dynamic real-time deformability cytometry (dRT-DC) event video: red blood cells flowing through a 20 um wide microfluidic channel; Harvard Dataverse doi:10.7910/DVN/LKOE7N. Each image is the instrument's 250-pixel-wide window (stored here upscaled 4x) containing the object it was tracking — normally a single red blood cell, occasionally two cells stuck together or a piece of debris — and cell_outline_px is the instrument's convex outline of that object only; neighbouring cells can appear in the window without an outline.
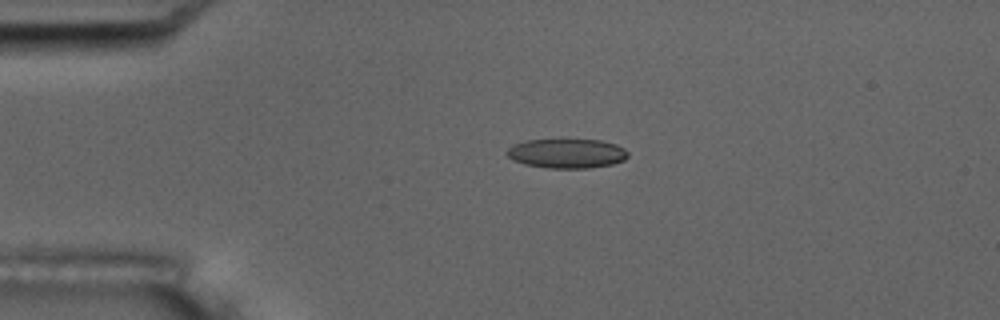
{"species": "common noctule bat (a hibernating species)", "species_latin": "Nyctalus noctula", "temperature_condition": "room temperature", "stored_images_in_passage": 6, "camera_frame_rate_fps": 3000, "um_per_image_px": 0.085, "animal": {"sex": "male", "body_mass_g": 17.5, "forearm_length_mm": 52.3}, "frame": {"image": 1, "passage_image": 4, "time_ms": 3.667, "image_size_px": [1000, 320], "cell_outline_px": [[628, 156], [624, 160], [612, 164], [588, 168], [548, 168], [524, 164], [512, 160], [504, 152], [512, 144], [524, 140], [560, 136], [600, 140], [616, 144], [624, 148], [628, 152]], "centroid_in_image_um": [48.12, 12.98], "position_along_channel_um": 36.9, "area_um2": 21.96}}
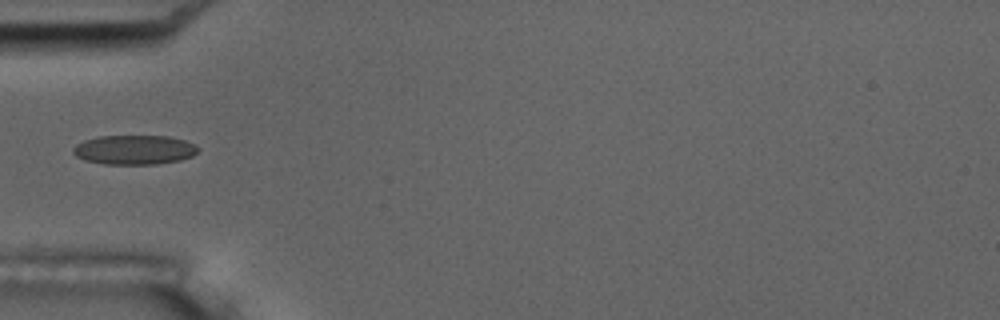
{"frame": {"image": 2, "passage_image": 6, "time_ms": 5.667, "image_size_px": [1000, 320], "cell_outline_px": [[200, 148], [192, 156], [180, 160], [156, 164], [104, 164], [84, 160], [76, 156], [72, 152], [72, 148], [76, 144], [84, 140], [100, 136], [168, 136], [184, 140], [196, 144]], "centroid_in_image_um": [11.41, 12.73], "position_along_channel_um": 73.6, "area_um2": 21.5}}